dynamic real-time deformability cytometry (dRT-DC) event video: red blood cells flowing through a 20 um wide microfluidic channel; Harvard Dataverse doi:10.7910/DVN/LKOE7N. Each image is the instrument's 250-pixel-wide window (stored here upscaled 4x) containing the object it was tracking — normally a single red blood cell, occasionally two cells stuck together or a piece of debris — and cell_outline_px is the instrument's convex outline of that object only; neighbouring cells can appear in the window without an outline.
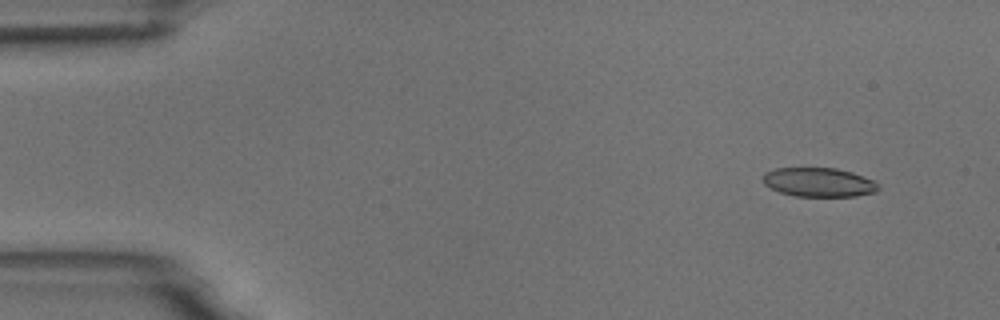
{"species": "common noctule bat (a hibernating species)", "species_latin": "Nyctalus noctula", "temperature_condition": "room temperature", "stored_images_in_passage": 4, "camera_frame_rate_fps": 3000, "um_per_image_px": 0.085, "animal": {"sex": "male", "body_mass_g": 18.8}, "frame": {"image": 1, "passage_image": 1, "time_ms": 0.0, "image_size_px": [1000, 320], "cell_outline_px": [[880, 188], [876, 192], [856, 196], [796, 196], [780, 192], [764, 184], [764, 172], [776, 168], [836, 168], [852, 172], [872, 180]], "centroid_in_image_um": [69.6, 15.49], "position_along_channel_um": 15.4, "area_um2": 19.36}}
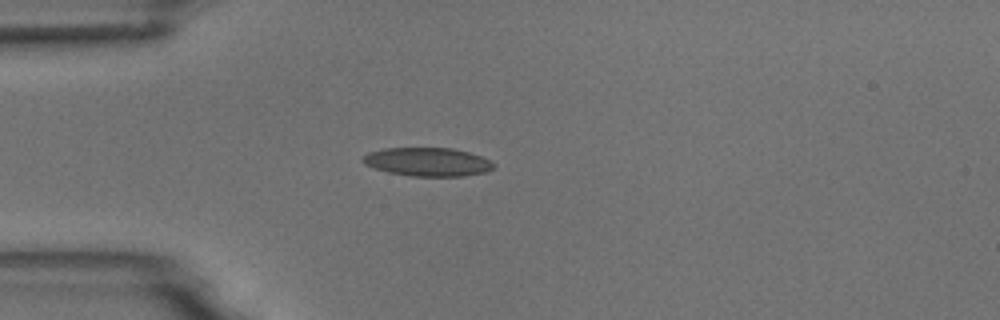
{"frame": {"image": 2, "passage_image": 4, "time_ms": 3.333, "image_size_px": [1000, 320], "cell_outline_px": [[496, 164], [488, 172], [464, 176], [412, 176], [388, 172], [364, 164], [360, 160], [368, 152], [384, 148], [452, 148], [468, 152], [492, 160]], "centroid_in_image_um": [36.37, 13.76], "position_along_channel_um": 48.6, "area_um2": 21.85}}